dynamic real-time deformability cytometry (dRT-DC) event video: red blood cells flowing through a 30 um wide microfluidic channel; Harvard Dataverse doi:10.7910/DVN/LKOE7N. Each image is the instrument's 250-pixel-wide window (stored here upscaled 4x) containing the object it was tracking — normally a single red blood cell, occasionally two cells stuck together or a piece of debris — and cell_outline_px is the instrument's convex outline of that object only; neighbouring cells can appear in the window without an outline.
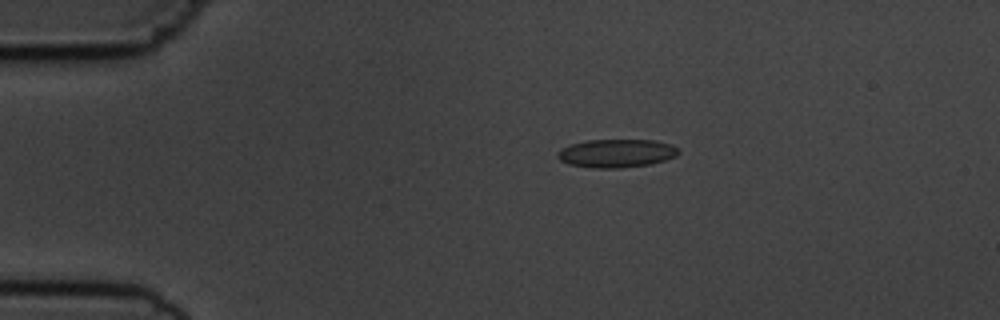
{"species": "common noctule bat (a hibernating species)", "species_latin": "Nyctalus noctula", "temperature_condition": "cold", "stored_images_in_passage": 9, "camera_frame_rate_fps": 3000, "um_per_image_px": 0.085, "animal": {"sex": "male", "body_mass_g": 19.5, "forearm_length_mm": 54.6}, "frame": {"image": 1, "passage_image": 4, "time_ms": 3.333, "image_size_px": [1000, 320], "cell_outline_px": [[680, 152], [676, 156], [652, 164], [620, 168], [592, 168], [568, 164], [560, 160], [556, 156], [556, 152], [560, 148], [568, 144], [584, 140], [656, 140], [672, 144]], "centroid_in_image_um": [52.35, 13.02], "position_along_channel_um": 32.6, "area_um2": 20.29}}
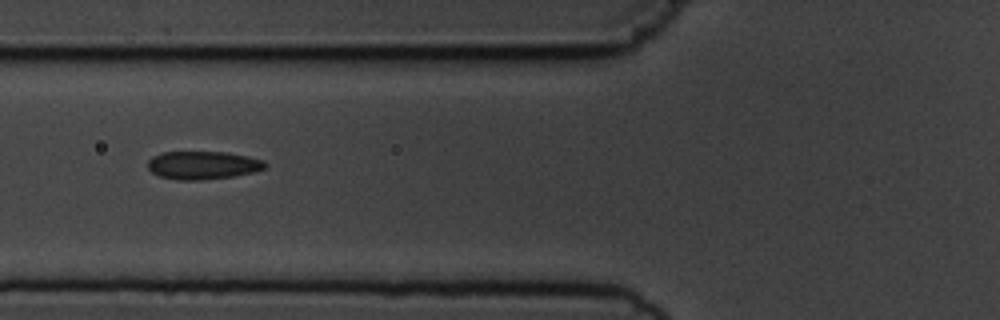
{"frame": {"image": 2, "passage_image": 7, "time_ms": 6.667, "image_size_px": [1000, 320], "cell_outline_px": [[268, 164], [264, 168], [252, 172], [232, 176], [200, 180], [176, 180], [160, 176], [152, 172], [148, 168], [148, 160], [152, 156], [164, 152], [224, 152], [248, 156], [264, 160]], "centroid_in_image_um": [17.23, 14.04], "position_along_channel_um": 108.6, "area_um2": 19.13}}
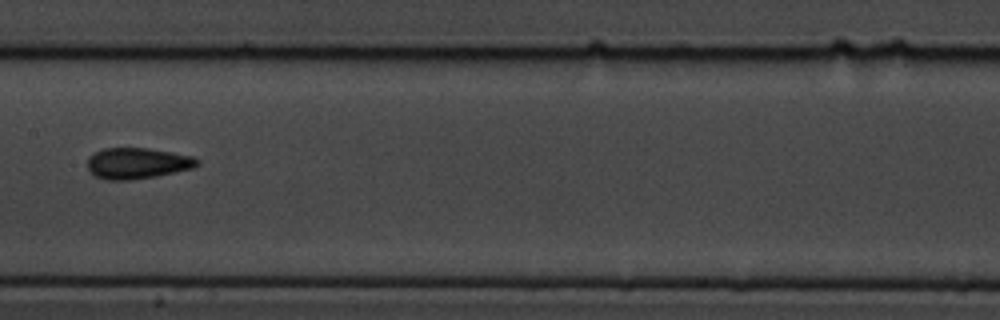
{"frame": {"image": 3, "passage_image": 9, "time_ms": 9.0, "image_size_px": [1000, 320], "cell_outline_px": [[200, 164], [192, 168], [156, 176], [128, 180], [104, 180], [96, 176], [88, 168], [88, 156], [92, 152], [104, 148], [148, 148], [172, 152], [192, 156], [200, 160]], "centroid_in_image_um": [11.66, 13.87], "position_along_channel_um": 195.7, "area_um2": 19.88}}